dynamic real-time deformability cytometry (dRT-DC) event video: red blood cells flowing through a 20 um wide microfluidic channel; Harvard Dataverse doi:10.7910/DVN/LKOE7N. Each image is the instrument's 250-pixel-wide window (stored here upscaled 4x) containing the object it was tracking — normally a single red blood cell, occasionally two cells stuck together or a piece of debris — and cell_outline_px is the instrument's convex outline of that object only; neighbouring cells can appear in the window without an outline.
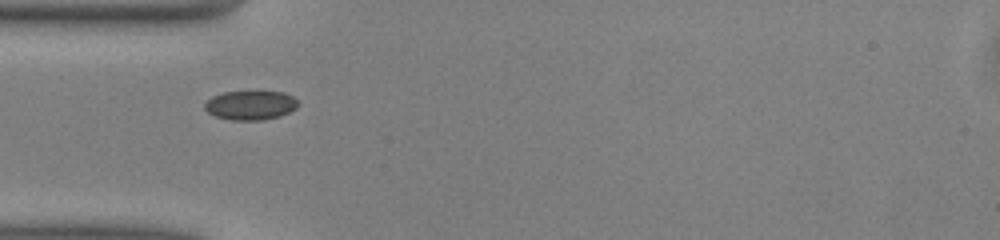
{"species": "common noctule bat (a hibernating species)", "species_latin": "Nyctalus noctula", "temperature_condition": "warm", "stored_images_in_passage": 36, "camera_frame_rate_fps": 3000, "um_per_image_px": 0.085, "animal": {"sex": "male", "body_mass_g": 13.0, "forearm_length_mm": 53.1}, "frame": {"image": 1, "passage_image": 1, "time_ms": 0.0, "image_size_px": [1000, 240], "cell_outline_px": [[300, 104], [296, 108], [280, 116], [264, 120], [232, 120], [216, 116], [208, 112], [204, 108], [204, 104], [212, 96], [224, 92], [284, 92], [292, 96]], "centroid_in_image_um": [21.3, 8.95], "position_along_channel_um": 63.7, "area_um2": 15.78}}
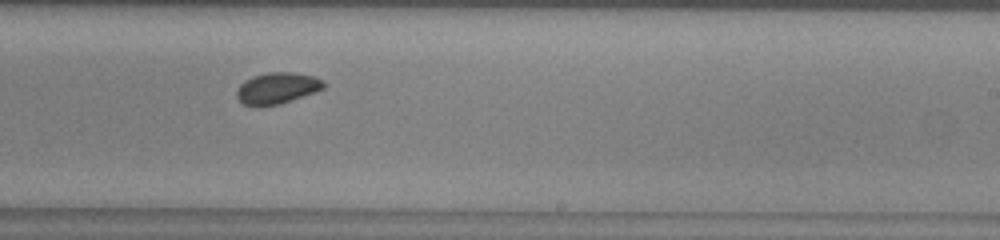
{"frame": {"image": 2, "passage_image": 16, "time_ms": 5.0, "image_size_px": [1000, 240], "cell_outline_px": [[324, 88], [316, 92], [276, 104], [244, 104], [236, 96], [236, 92], [240, 84], [244, 80], [252, 76], [268, 72], [292, 72], [312, 76], [324, 80]], "centroid_in_image_um": [23.56, 7.45], "position_along_channel_um": 265.4, "area_um2": 15.43}}
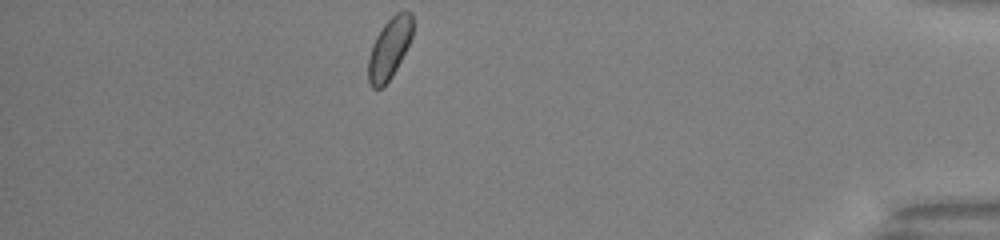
{"frame": {"image": 3, "passage_image": 30, "time_ms": 9.667, "image_size_px": [1000, 240], "cell_outline_px": [[412, 36], [392, 76], [380, 88], [372, 88], [368, 84], [368, 60], [372, 44], [376, 36], [384, 24], [396, 12], [412, 12]], "centroid_in_image_um": [33.07, 4.11], "position_along_channel_um": 402.1, "area_um2": 15.43}, "authors_computed_cell_mechanics": {"area_um2": 15.8083, "velocity_mm_per_s": 4.0391, "shape_relaxation_time_tau1_ms": 2.2816, "shape_relaxation_time_tau2_ms": 1.4651, "deformation_change_tau1": 0.0492, "deformation_change_tau2": 0.0323}}